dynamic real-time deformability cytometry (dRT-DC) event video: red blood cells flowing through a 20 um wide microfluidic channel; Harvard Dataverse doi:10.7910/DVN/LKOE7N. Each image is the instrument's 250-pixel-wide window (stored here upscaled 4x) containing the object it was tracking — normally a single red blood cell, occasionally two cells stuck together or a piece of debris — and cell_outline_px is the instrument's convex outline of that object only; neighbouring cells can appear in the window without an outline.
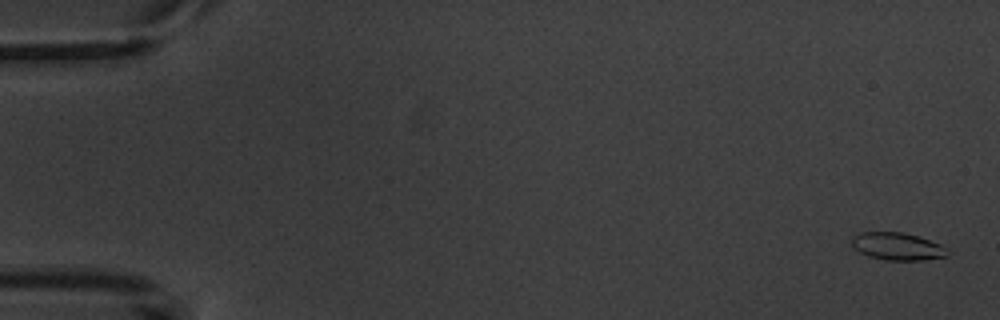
{"species": "common noctule bat (a hibernating species)", "species_latin": "Nyctalus noctula", "temperature_condition": "warm", "stored_images_in_passage": 5, "camera_frame_rate_fps": 3000, "um_per_image_px": 0.085, "animal": {"sex": "male", "body_mass_g": 20.1, "forearm_length_mm": 53.5}, "frame": {"image": 1, "passage_image": 1, "time_ms": 0.0, "image_size_px": [1000, 320], "cell_outline_px": [[948, 256], [924, 260], [884, 260], [868, 256], [852, 248], [852, 236], [860, 232], [904, 232], [920, 236], [940, 244], [948, 252]], "centroid_in_image_um": [76.25, 20.94], "position_along_channel_um": 8.7, "area_um2": 15.49}}
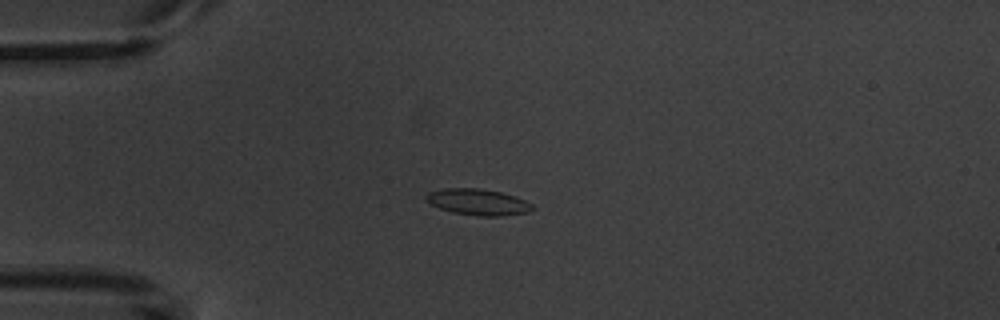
{"frame": {"image": 2, "passage_image": 4, "time_ms": 4.333, "image_size_px": [1000, 320], "cell_outline_px": [[536, 208], [528, 212], [500, 216], [476, 216], [452, 212], [440, 208], [424, 200], [424, 196], [428, 192], [444, 188], [480, 188], [500, 192], [516, 196], [532, 204]], "centroid_in_image_um": [40.62, 17.17], "position_along_channel_um": 44.4, "area_um2": 16.36}}